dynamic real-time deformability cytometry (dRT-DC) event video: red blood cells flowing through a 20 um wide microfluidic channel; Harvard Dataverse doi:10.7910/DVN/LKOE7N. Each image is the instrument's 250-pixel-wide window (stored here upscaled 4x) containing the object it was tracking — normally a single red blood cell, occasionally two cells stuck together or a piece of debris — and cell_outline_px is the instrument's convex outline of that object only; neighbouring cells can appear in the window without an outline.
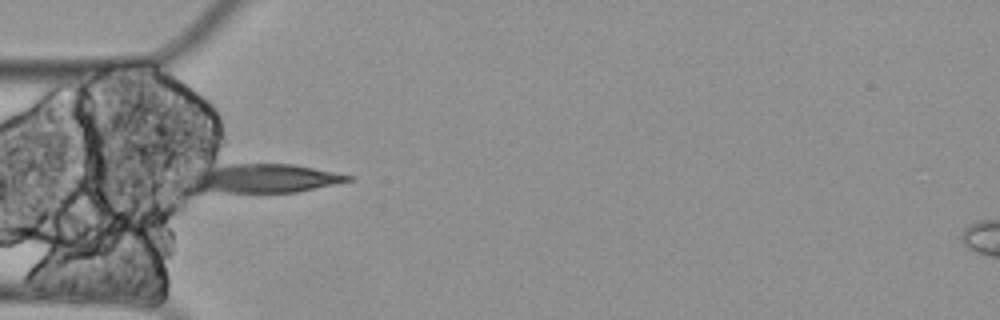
{"species": "Egyptian fruit bat (a non-hibernating species)", "species_latin": "Rousettus aegyptiacus", "temperature_condition": "cold", "stored_images_in_passage": 9, "camera_frame_rate_fps": 3000, "um_per_image_px": 0.085, "animal": {"sex": "female"}, "frame": {"image": 1, "passage_image": 4, "time_ms": 1.0, "image_size_px": [1000, 320], "cell_outline_px": [[352, 180], [296, 192], [192, 192], [188, 180], [196, 172], [208, 168], [228, 164], [292, 164], [352, 176]], "centroid_in_image_um": [22.32, 15.18], "position_along_channel_um": 62.7, "area_um2": 26.47}}
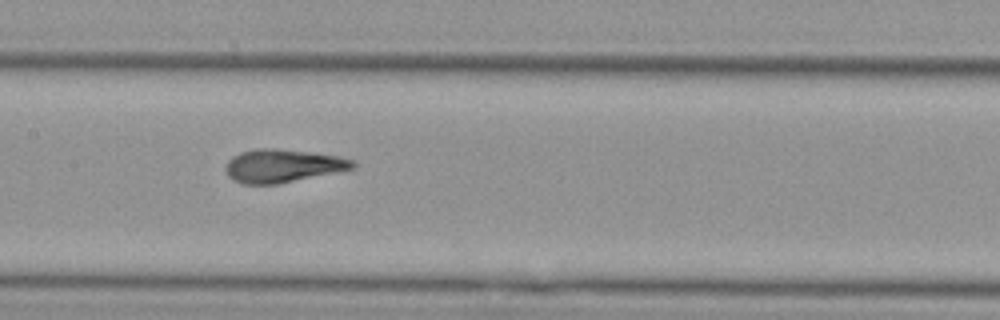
{"frame": {"image": 2, "passage_image": 7, "time_ms": 2.0, "image_size_px": [1000, 320], "cell_outline_px": [[356, 168], [276, 184], [244, 184], [232, 180], [224, 172], [224, 164], [232, 156], [240, 152], [256, 148], [272, 148], [312, 152], [340, 156], [356, 160]], "centroid_in_image_um": [24.0, 14.08], "position_along_channel_um": 183.4, "area_um2": 24.85}}
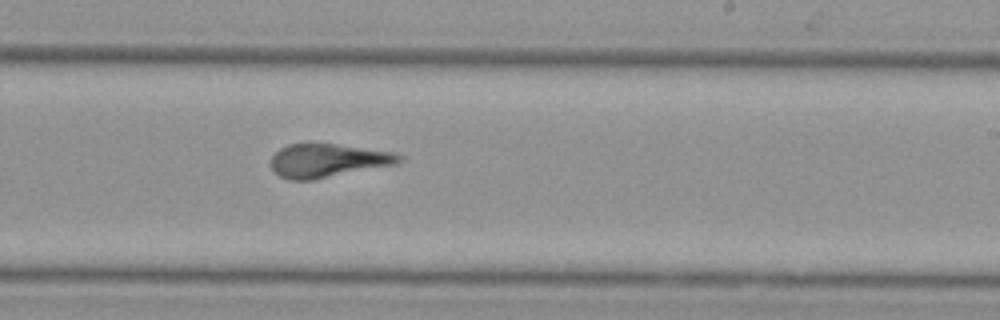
{"frame": {"image": 3, "passage_image": 9, "time_ms": 2.667, "image_size_px": [1000, 320], "cell_outline_px": [[404, 160], [396, 164], [316, 180], [288, 180], [280, 176], [268, 164], [272, 156], [280, 148], [288, 144], [336, 144], [396, 152], [404, 156]], "centroid_in_image_um": [27.88, 13.66], "position_along_channel_um": 261.1, "area_um2": 25.37}}